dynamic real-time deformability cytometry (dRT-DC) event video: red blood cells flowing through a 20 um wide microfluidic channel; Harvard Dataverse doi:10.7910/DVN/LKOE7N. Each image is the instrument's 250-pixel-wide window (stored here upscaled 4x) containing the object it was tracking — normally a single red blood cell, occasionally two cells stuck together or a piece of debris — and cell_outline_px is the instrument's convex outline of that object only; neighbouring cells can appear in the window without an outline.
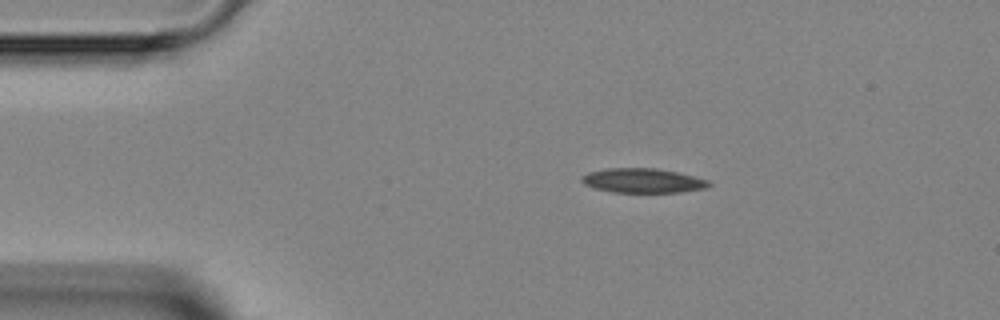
{"species": "Egyptian fruit bat (a non-hibernating species)", "species_latin": "Rousettus aegyptiacus", "temperature_condition": "room temperature", "stored_images_in_passage": 2, "camera_frame_rate_fps": 3000, "um_per_image_px": 0.085, "animal": {"sex": "female"}, "frame": {"image": 1, "passage_image": 2, "time_ms": 1.333, "image_size_px": [1000, 320], "cell_outline_px": [[712, 184], [708, 188], [680, 192], [612, 192], [596, 188], [584, 184], [580, 180], [580, 176], [588, 172], [608, 168], [656, 168], [676, 172], [708, 180]], "centroid_in_image_um": [54.63, 15.35], "position_along_channel_um": 30.4, "area_um2": 18.09}}